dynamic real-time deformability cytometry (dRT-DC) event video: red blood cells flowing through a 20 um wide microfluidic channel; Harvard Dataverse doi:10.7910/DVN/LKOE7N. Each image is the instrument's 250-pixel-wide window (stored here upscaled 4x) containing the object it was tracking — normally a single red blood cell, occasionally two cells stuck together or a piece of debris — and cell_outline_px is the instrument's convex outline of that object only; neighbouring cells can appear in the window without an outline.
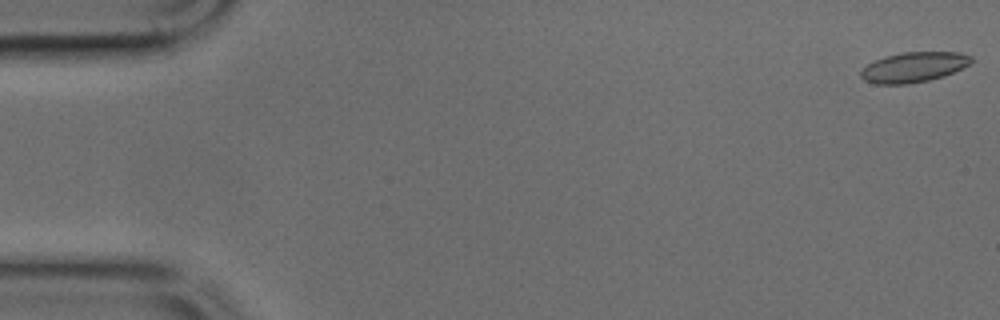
{"species": "common noctule bat (a hibernating species)", "species_latin": "Nyctalus noctula", "temperature_condition": "cold", "stored_images_in_passage": 14, "camera_frame_rate_fps": 3000, "um_per_image_px": 0.085, "animal": {"sex": "male", "body_mass_g": 17.9, "forearm_length_mm": 54.2}, "frame": {"image": 1, "passage_image": 1, "time_ms": 0.0, "image_size_px": [1000, 320], "cell_outline_px": [[972, 60], [968, 64], [944, 76], [928, 80], [908, 84], [876, 84], [864, 80], [860, 76], [860, 72], [872, 60], [884, 56], [904, 52], [960, 52], [972, 56]], "centroid_in_image_um": [77.62, 5.7], "position_along_channel_um": 7.4, "area_um2": 19.31}}